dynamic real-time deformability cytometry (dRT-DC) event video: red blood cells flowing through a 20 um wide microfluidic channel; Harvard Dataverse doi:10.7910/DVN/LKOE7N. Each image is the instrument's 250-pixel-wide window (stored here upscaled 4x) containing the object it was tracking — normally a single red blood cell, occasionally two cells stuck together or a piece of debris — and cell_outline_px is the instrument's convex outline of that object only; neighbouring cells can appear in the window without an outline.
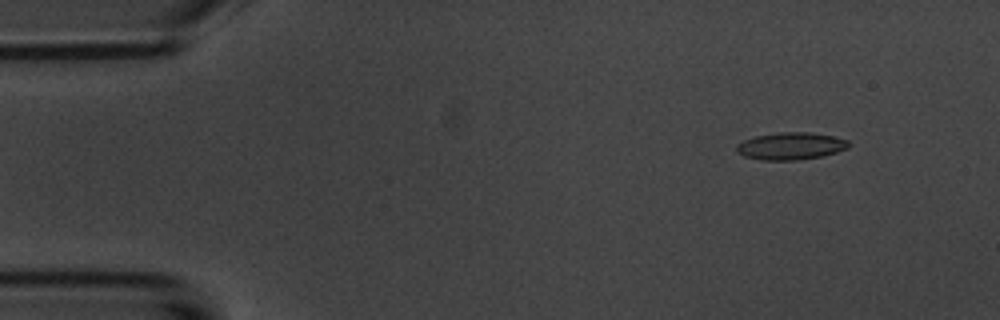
{"species": "common noctule bat (a hibernating species)", "species_latin": "Nyctalus noctula", "temperature_condition": "room temperature", "stored_images_in_passage": 5, "camera_frame_rate_fps": 3000, "um_per_image_px": 0.085, "animal": {"sex": "male", "body_mass_g": 20.1, "forearm_length_mm": 53.5}, "frame": {"image": 1, "passage_image": 2, "time_ms": 1.0, "image_size_px": [1000, 320], "cell_outline_px": [[848, 148], [824, 156], [800, 160], [760, 160], [744, 156], [736, 152], [736, 144], [744, 140], [756, 136], [780, 132], [808, 132], [832, 136], [848, 140]], "centroid_in_image_um": [67.19, 12.42], "position_along_channel_um": 17.8, "area_um2": 17.86}}